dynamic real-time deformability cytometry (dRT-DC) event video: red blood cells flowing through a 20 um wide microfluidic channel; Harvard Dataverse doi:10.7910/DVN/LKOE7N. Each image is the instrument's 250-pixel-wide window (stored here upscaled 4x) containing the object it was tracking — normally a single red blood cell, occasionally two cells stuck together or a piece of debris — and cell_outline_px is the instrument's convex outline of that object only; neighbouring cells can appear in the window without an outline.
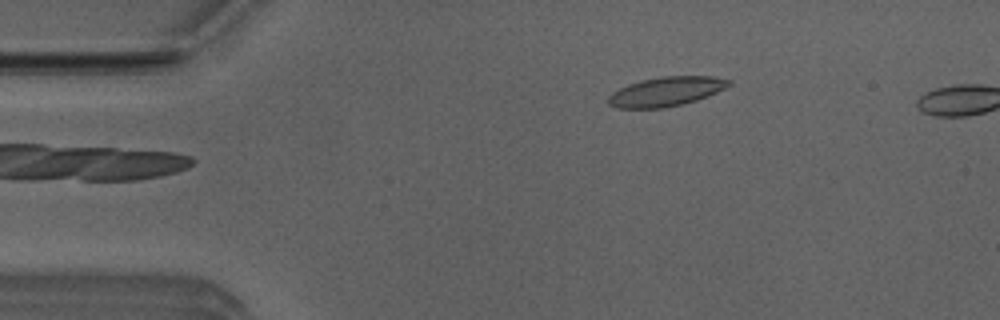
{"species": "Egyptian fruit bat (a non-hibernating species)", "species_latin": "Rousettus aegyptiacus", "temperature_condition": "room temperature", "stored_images_in_passage": 3, "camera_frame_rate_fps": 3000, "um_per_image_px": 0.085, "animal": {"sex": "male"}, "frame": {"image": 1, "passage_image": 3, "time_ms": 0.667, "image_size_px": [1000, 320], "cell_outline_px": [[732, 84], [708, 96], [684, 104], [664, 108], [616, 108], [608, 104], [608, 96], [612, 92], [628, 84], [640, 80], [660, 76], [712, 76], [732, 80]], "centroid_in_image_um": [56.61, 7.78], "position_along_channel_um": 28.4, "area_um2": 20.75}}